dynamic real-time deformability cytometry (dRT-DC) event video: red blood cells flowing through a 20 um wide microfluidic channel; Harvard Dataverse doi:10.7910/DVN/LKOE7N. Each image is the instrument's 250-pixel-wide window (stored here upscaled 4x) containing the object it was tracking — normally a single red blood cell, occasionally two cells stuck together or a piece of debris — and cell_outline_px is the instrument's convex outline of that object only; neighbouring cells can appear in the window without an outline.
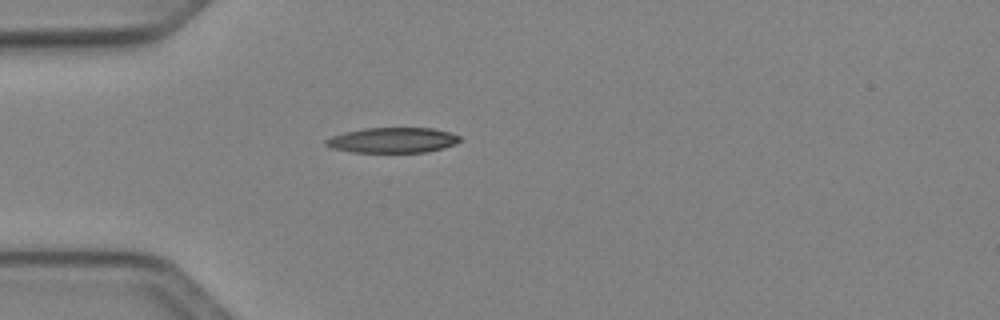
{"species": "Egyptian fruit bat (a non-hibernating species)", "species_latin": "Rousettus aegyptiacus", "temperature_condition": "cold", "stored_images_in_passage": 36, "camera_frame_rate_fps": 3000, "um_per_image_px": 0.085, "animal": {"sex": "female"}, "frame": {"image": 1, "passage_image": 1, "time_ms": 0.0, "image_size_px": [1000, 320], "cell_outline_px": [[460, 140], [456, 144], [444, 148], [424, 152], [352, 152], [332, 148], [324, 144], [324, 140], [332, 136], [344, 132], [364, 128], [432, 128], [448, 132], [460, 136]], "centroid_in_image_um": [33.36, 11.91], "position_along_channel_um": 51.6, "area_um2": 19.71}}
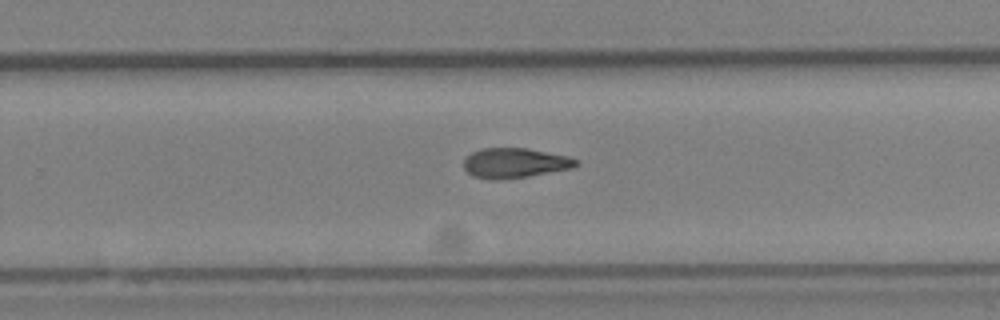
{"frame": {"image": 2, "passage_image": 19, "time_ms": 6.0, "image_size_px": [1000, 320], "cell_outline_px": [[576, 164], [572, 168], [528, 176], [496, 180], [472, 176], [464, 168], [464, 160], [472, 152], [480, 148], [528, 148], [568, 156], [576, 160]], "centroid_in_image_um": [43.72, 13.84], "position_along_channel_um": 286.1, "area_um2": 19.36}}
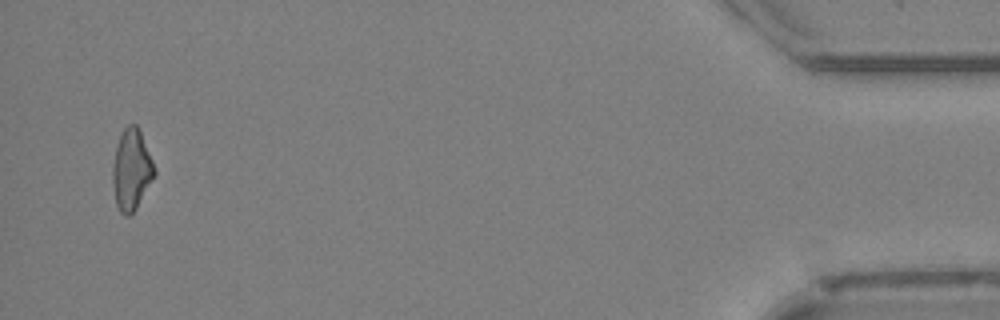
{"frame": {"image": 3, "passage_image": 35, "time_ms": 11.333, "image_size_px": [1000, 320], "cell_outline_px": [[156, 172], [136, 208], [128, 216], [124, 216], [120, 212], [116, 204], [112, 184], [112, 164], [116, 144], [120, 132], [128, 124], [136, 124], [140, 132], [156, 168]], "centroid_in_image_um": [11.14, 14.41], "position_along_channel_um": 424.1, "area_um2": 19.71}, "authors_computed_cell_mechanics": {"area_um2": 19.6231, "velocity_mm_per_s": 4.1172, "shape_relaxation_time_tau1_ms": null, "shape_relaxation_time_tau2_ms": 4.9692, "deformation_change_tau1": null, "deformation_change_tau2": 0.1517}}